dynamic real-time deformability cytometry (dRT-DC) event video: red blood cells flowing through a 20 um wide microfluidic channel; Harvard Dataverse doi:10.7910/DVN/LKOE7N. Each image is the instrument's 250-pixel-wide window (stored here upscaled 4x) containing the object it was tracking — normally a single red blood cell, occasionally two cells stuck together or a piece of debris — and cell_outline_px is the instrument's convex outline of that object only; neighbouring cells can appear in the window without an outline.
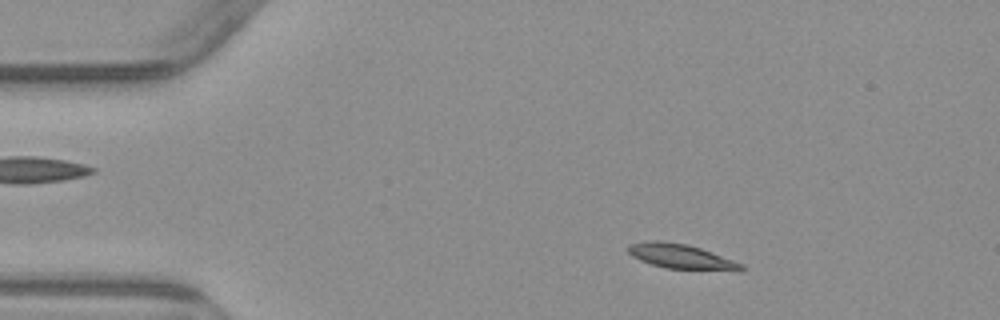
{"species": "common noctule bat (a hibernating species)", "species_latin": "Nyctalus noctula", "temperature_condition": "warm", "stored_images_in_passage": 4, "camera_frame_rate_fps": 3000, "um_per_image_px": 0.085, "animal": {"sex": "male", "body_mass_g": 23.1, "forearm_length_mm": 52.7}, "frame": {"image": 1, "passage_image": 2, "time_ms": 1.333, "image_size_px": [1000, 320], "cell_outline_px": [[744, 268], [740, 272], [664, 268], [640, 260], [632, 256], [628, 252], [628, 244], [648, 240], [660, 240], [688, 244], [712, 252], [744, 264]], "centroid_in_image_um": [57.93, 21.81], "position_along_channel_um": 27.1, "area_um2": 16.7}}